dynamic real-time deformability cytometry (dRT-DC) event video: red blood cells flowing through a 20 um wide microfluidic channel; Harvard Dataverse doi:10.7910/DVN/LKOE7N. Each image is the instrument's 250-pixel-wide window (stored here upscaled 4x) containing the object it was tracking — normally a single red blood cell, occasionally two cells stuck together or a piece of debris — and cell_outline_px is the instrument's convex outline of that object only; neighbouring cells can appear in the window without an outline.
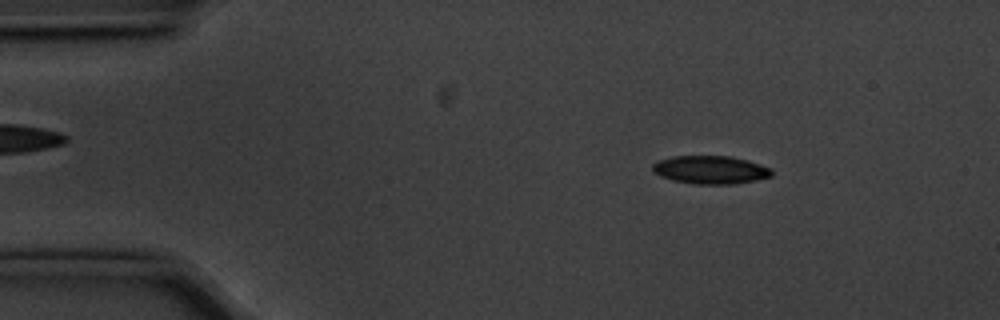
{"species": "common noctule bat (a hibernating species)", "species_latin": "Nyctalus noctula", "temperature_condition": "cold", "stored_images_in_passage": 48, "camera_frame_rate_fps": 3000, "um_per_image_px": 0.085, "animal": {"sex": "male", "body_mass_g": 20.1, "forearm_length_mm": 53.5}, "frame": {"image": 1, "passage_image": 1, "time_ms": 0.0, "image_size_px": [1000, 320], "cell_outline_px": [[772, 176], [756, 180], [732, 184], [696, 184], [672, 180], [660, 176], [652, 168], [652, 164], [656, 160], [672, 156], [732, 156], [748, 160], [772, 168]], "centroid_in_image_um": [60.39, 14.42], "position_along_channel_um": 24.6, "area_um2": 19.65}}
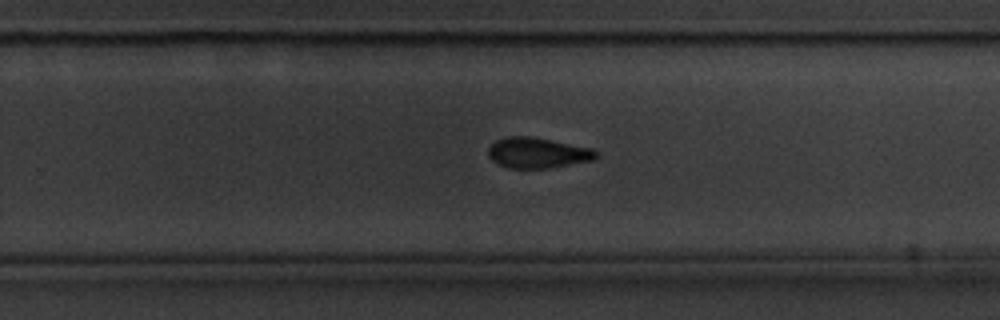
{"frame": {"image": 2, "passage_image": 28, "time_ms": 9.0, "image_size_px": [1000, 320], "cell_outline_px": [[596, 156], [592, 160], [548, 168], [508, 168], [496, 164], [488, 156], [488, 148], [496, 140], [508, 136], [532, 136], [592, 148], [596, 152]], "centroid_in_image_um": [45.64, 12.99], "position_along_channel_um": 284.2, "area_um2": 19.13}}
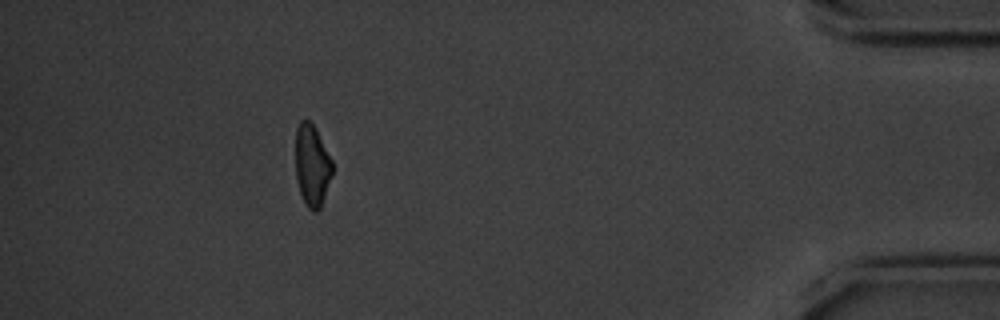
{"frame": {"image": 3, "passage_image": 43, "time_ms": 14.0, "image_size_px": [1000, 320], "cell_outline_px": [[332, 172], [320, 208], [316, 212], [312, 212], [308, 208], [300, 192], [296, 180], [296, 128], [300, 120], [308, 120], [316, 128], [332, 160]], "centroid_in_image_um": [26.51, 14.04], "position_along_channel_um": 408.7, "area_um2": 17.34}, "authors_computed_cell_mechanics": {"area_um2": 19.652, "velocity_mm_per_s": 3.5823, "shape_relaxation_time_tau1_ms": 3.0327, "shape_relaxation_time_tau2_ms": 8.074, "deformation_change_tau1": 0.0966, "deformation_change_tau2": 0.1222}}